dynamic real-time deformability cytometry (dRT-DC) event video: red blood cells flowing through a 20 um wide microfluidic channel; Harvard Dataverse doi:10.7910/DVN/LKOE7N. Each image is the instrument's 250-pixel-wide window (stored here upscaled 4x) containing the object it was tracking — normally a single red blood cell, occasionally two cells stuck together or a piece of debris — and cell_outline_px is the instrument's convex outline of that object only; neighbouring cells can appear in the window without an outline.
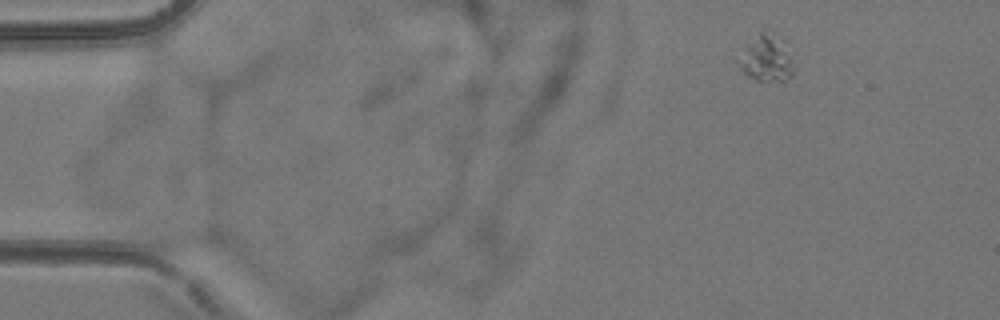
{"species": "common noctule bat (a hibernating species)", "species_latin": "Nyctalus noctula", "temperature_condition": "room temperature", "stored_images_in_passage": 4, "camera_frame_rate_fps": 3000, "um_per_image_px": 0.085, "animal": {"sex": "female", "body_mass_g": 24.6, "forearm_length_mm": 56.2}, "frame": {"image": 1, "passage_image": 1, "time_ms": 0.0, "image_size_px": [1000, 320], "cell_outline_px": [[792, 76], [784, 80], [756, 80], [748, 76], [740, 68], [740, 64], [744, 48], [764, 28], [772, 32], [792, 60]], "centroid_in_image_um": [65.13, 4.98], "position_along_channel_um": 19.9, "area_um2": 13.87}}
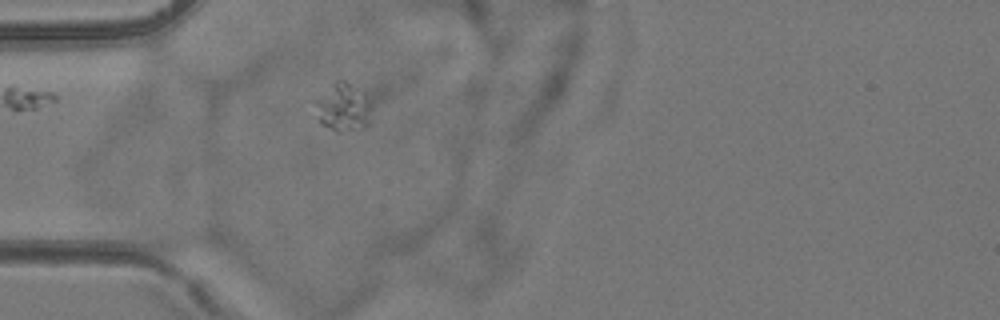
{"frame": {"image": 2, "passage_image": 4, "time_ms": 3.333, "image_size_px": [1000, 320], "cell_outline_px": [[368, 124], [364, 128], [340, 132], [336, 132], [320, 124], [316, 100], [340, 76], [348, 84], [368, 112]], "centroid_in_image_um": [29.02, 9.22], "position_along_channel_um": 56.0, "area_um2": 13.99}}